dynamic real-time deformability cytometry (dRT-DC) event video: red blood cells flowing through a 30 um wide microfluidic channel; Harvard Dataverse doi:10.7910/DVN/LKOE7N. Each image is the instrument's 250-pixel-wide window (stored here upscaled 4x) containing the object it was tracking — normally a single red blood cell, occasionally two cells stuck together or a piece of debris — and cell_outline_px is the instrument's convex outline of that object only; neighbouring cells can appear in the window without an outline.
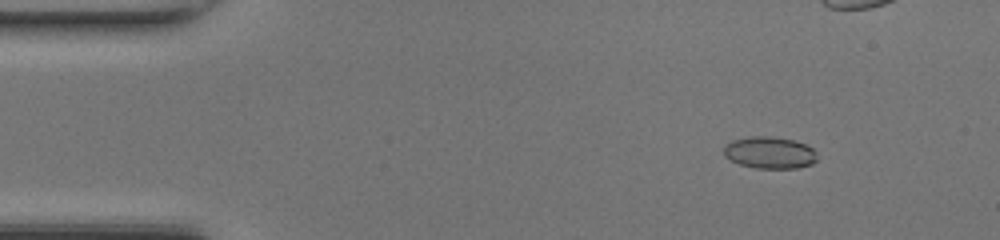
{"species": "common noctule bat (a hibernating species)", "species_latin": "Nyctalus noctula", "temperature_condition": "room temperature", "stored_images_in_passage": 46, "camera_frame_rate_fps": 3000, "um_per_image_px": 0.085, "animal": {"sex": "female", "body_mass_g": 17.0, "forearm_length_mm": 48.0}, "frame": {"image": 1, "passage_image": 3, "time_ms": 0.667, "image_size_px": [1000, 240], "cell_outline_px": [[816, 160], [812, 164], [796, 168], [756, 168], [740, 164], [724, 156], [724, 144], [732, 140], [748, 136], [768, 136], [792, 140], [804, 144], [812, 148], [816, 152]], "centroid_in_image_um": [65.39, 12.97], "position_along_channel_um": 19.6, "area_um2": 17.28}}
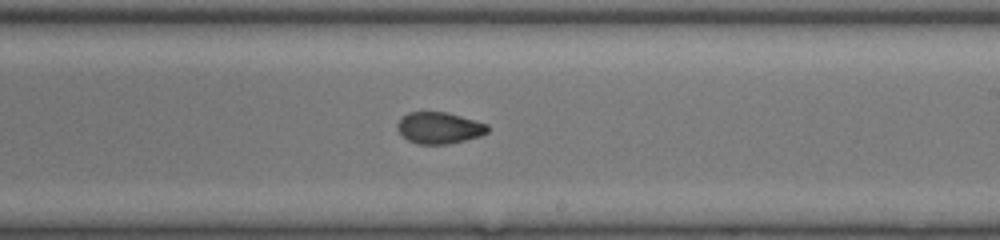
{"frame": {"image": 2, "passage_image": 25, "time_ms": 8.0, "image_size_px": [1000, 240], "cell_outline_px": [[488, 132], [480, 136], [448, 144], [416, 144], [408, 140], [396, 128], [396, 124], [408, 112], [444, 112], [460, 116], [488, 124]], "centroid_in_image_um": [37.33, 10.88], "position_along_channel_um": 251.7, "area_um2": 16.42}}
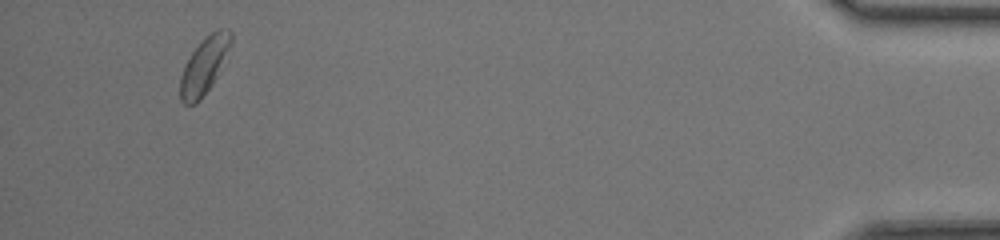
{"frame": {"image": 3, "passage_image": 46, "time_ms": 15.0, "image_size_px": [1000, 240], "cell_outline_px": [[232, 40], [216, 76], [212, 84], [200, 100], [196, 104], [184, 104], [180, 100], [180, 76], [184, 64], [192, 52], [212, 32], [220, 28], [228, 28], [232, 32]], "centroid_in_image_um": [17.33, 5.6], "position_along_channel_um": 417.9, "area_um2": 16.24}, "authors_computed_cell_mechanics": {"area_um2": 17.051, "velocity_mm_per_s": 4.3799, "shape_relaxation_time_tau1_ms": null, "shape_relaxation_time_tau2_ms": 1.3206, "deformation_change_tau1": null, "deformation_change_tau2": 0.0521}}